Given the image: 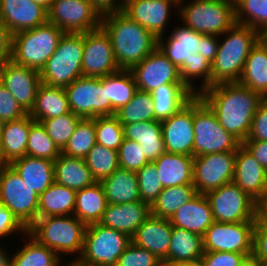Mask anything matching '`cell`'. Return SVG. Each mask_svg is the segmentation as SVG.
<instances>
[{"instance_id": "cell-69", "label": "cell", "mask_w": 267, "mask_h": 266, "mask_svg": "<svg viewBox=\"0 0 267 266\" xmlns=\"http://www.w3.org/2000/svg\"><path fill=\"white\" fill-rule=\"evenodd\" d=\"M261 214L267 219V206H260Z\"/></svg>"}, {"instance_id": "cell-5", "label": "cell", "mask_w": 267, "mask_h": 266, "mask_svg": "<svg viewBox=\"0 0 267 266\" xmlns=\"http://www.w3.org/2000/svg\"><path fill=\"white\" fill-rule=\"evenodd\" d=\"M64 33L48 21L38 27L14 33L11 38V60L41 71Z\"/></svg>"}, {"instance_id": "cell-48", "label": "cell", "mask_w": 267, "mask_h": 266, "mask_svg": "<svg viewBox=\"0 0 267 266\" xmlns=\"http://www.w3.org/2000/svg\"><path fill=\"white\" fill-rule=\"evenodd\" d=\"M82 118L72 112L51 119L42 120L47 134L60 150L67 144L75 128Z\"/></svg>"}, {"instance_id": "cell-9", "label": "cell", "mask_w": 267, "mask_h": 266, "mask_svg": "<svg viewBox=\"0 0 267 266\" xmlns=\"http://www.w3.org/2000/svg\"><path fill=\"white\" fill-rule=\"evenodd\" d=\"M131 243V237L100 223L88 225L81 256L77 259L87 266H117L119 257Z\"/></svg>"}, {"instance_id": "cell-52", "label": "cell", "mask_w": 267, "mask_h": 266, "mask_svg": "<svg viewBox=\"0 0 267 266\" xmlns=\"http://www.w3.org/2000/svg\"><path fill=\"white\" fill-rule=\"evenodd\" d=\"M252 258L260 265L267 266V219L261 214L253 229Z\"/></svg>"}, {"instance_id": "cell-56", "label": "cell", "mask_w": 267, "mask_h": 266, "mask_svg": "<svg viewBox=\"0 0 267 266\" xmlns=\"http://www.w3.org/2000/svg\"><path fill=\"white\" fill-rule=\"evenodd\" d=\"M245 141H267V98L259 103L252 119L250 133Z\"/></svg>"}, {"instance_id": "cell-11", "label": "cell", "mask_w": 267, "mask_h": 266, "mask_svg": "<svg viewBox=\"0 0 267 266\" xmlns=\"http://www.w3.org/2000/svg\"><path fill=\"white\" fill-rule=\"evenodd\" d=\"M205 195L216 222L257 221L261 215L260 206L233 181Z\"/></svg>"}, {"instance_id": "cell-72", "label": "cell", "mask_w": 267, "mask_h": 266, "mask_svg": "<svg viewBox=\"0 0 267 266\" xmlns=\"http://www.w3.org/2000/svg\"><path fill=\"white\" fill-rule=\"evenodd\" d=\"M159 266H168L167 264H165V263H162L161 265H159Z\"/></svg>"}, {"instance_id": "cell-53", "label": "cell", "mask_w": 267, "mask_h": 266, "mask_svg": "<svg viewBox=\"0 0 267 266\" xmlns=\"http://www.w3.org/2000/svg\"><path fill=\"white\" fill-rule=\"evenodd\" d=\"M158 38L160 51L179 69L185 60L192 54L184 44H176V38L172 34Z\"/></svg>"}, {"instance_id": "cell-20", "label": "cell", "mask_w": 267, "mask_h": 266, "mask_svg": "<svg viewBox=\"0 0 267 266\" xmlns=\"http://www.w3.org/2000/svg\"><path fill=\"white\" fill-rule=\"evenodd\" d=\"M233 182L261 206L267 195V170L241 145L236 151Z\"/></svg>"}, {"instance_id": "cell-64", "label": "cell", "mask_w": 267, "mask_h": 266, "mask_svg": "<svg viewBox=\"0 0 267 266\" xmlns=\"http://www.w3.org/2000/svg\"><path fill=\"white\" fill-rule=\"evenodd\" d=\"M258 42L267 52V28L258 31Z\"/></svg>"}, {"instance_id": "cell-27", "label": "cell", "mask_w": 267, "mask_h": 266, "mask_svg": "<svg viewBox=\"0 0 267 266\" xmlns=\"http://www.w3.org/2000/svg\"><path fill=\"white\" fill-rule=\"evenodd\" d=\"M193 161V156L166 151L153 161L163 188L193 185Z\"/></svg>"}, {"instance_id": "cell-19", "label": "cell", "mask_w": 267, "mask_h": 266, "mask_svg": "<svg viewBox=\"0 0 267 266\" xmlns=\"http://www.w3.org/2000/svg\"><path fill=\"white\" fill-rule=\"evenodd\" d=\"M178 6L179 3L175 0H126L122 12L156 38H160L167 35L166 28L170 21L171 8L178 11Z\"/></svg>"}, {"instance_id": "cell-35", "label": "cell", "mask_w": 267, "mask_h": 266, "mask_svg": "<svg viewBox=\"0 0 267 266\" xmlns=\"http://www.w3.org/2000/svg\"><path fill=\"white\" fill-rule=\"evenodd\" d=\"M203 252L202 236L172 226L167 265L199 261Z\"/></svg>"}, {"instance_id": "cell-49", "label": "cell", "mask_w": 267, "mask_h": 266, "mask_svg": "<svg viewBox=\"0 0 267 266\" xmlns=\"http://www.w3.org/2000/svg\"><path fill=\"white\" fill-rule=\"evenodd\" d=\"M136 175L140 199L151 206L163 190L154 162H148Z\"/></svg>"}, {"instance_id": "cell-66", "label": "cell", "mask_w": 267, "mask_h": 266, "mask_svg": "<svg viewBox=\"0 0 267 266\" xmlns=\"http://www.w3.org/2000/svg\"><path fill=\"white\" fill-rule=\"evenodd\" d=\"M168 266H204L202 261H195V262H187V263H177V264H170Z\"/></svg>"}, {"instance_id": "cell-33", "label": "cell", "mask_w": 267, "mask_h": 266, "mask_svg": "<svg viewBox=\"0 0 267 266\" xmlns=\"http://www.w3.org/2000/svg\"><path fill=\"white\" fill-rule=\"evenodd\" d=\"M100 183L108 204H123L141 200L136 172L118 168Z\"/></svg>"}, {"instance_id": "cell-71", "label": "cell", "mask_w": 267, "mask_h": 266, "mask_svg": "<svg viewBox=\"0 0 267 266\" xmlns=\"http://www.w3.org/2000/svg\"><path fill=\"white\" fill-rule=\"evenodd\" d=\"M261 206H267V195H266V199H265L264 203Z\"/></svg>"}, {"instance_id": "cell-16", "label": "cell", "mask_w": 267, "mask_h": 266, "mask_svg": "<svg viewBox=\"0 0 267 266\" xmlns=\"http://www.w3.org/2000/svg\"><path fill=\"white\" fill-rule=\"evenodd\" d=\"M119 70L110 37L105 30L100 27L84 33L83 76L102 78Z\"/></svg>"}, {"instance_id": "cell-22", "label": "cell", "mask_w": 267, "mask_h": 266, "mask_svg": "<svg viewBox=\"0 0 267 266\" xmlns=\"http://www.w3.org/2000/svg\"><path fill=\"white\" fill-rule=\"evenodd\" d=\"M0 20L13 35L46 23L48 12L31 0H0Z\"/></svg>"}, {"instance_id": "cell-60", "label": "cell", "mask_w": 267, "mask_h": 266, "mask_svg": "<svg viewBox=\"0 0 267 266\" xmlns=\"http://www.w3.org/2000/svg\"><path fill=\"white\" fill-rule=\"evenodd\" d=\"M242 145L267 170V141H244Z\"/></svg>"}, {"instance_id": "cell-55", "label": "cell", "mask_w": 267, "mask_h": 266, "mask_svg": "<svg viewBox=\"0 0 267 266\" xmlns=\"http://www.w3.org/2000/svg\"><path fill=\"white\" fill-rule=\"evenodd\" d=\"M26 114L14 96L0 83V120L5 123L20 119Z\"/></svg>"}, {"instance_id": "cell-57", "label": "cell", "mask_w": 267, "mask_h": 266, "mask_svg": "<svg viewBox=\"0 0 267 266\" xmlns=\"http://www.w3.org/2000/svg\"><path fill=\"white\" fill-rule=\"evenodd\" d=\"M28 229L3 204L0 203V240L10 235H26Z\"/></svg>"}, {"instance_id": "cell-18", "label": "cell", "mask_w": 267, "mask_h": 266, "mask_svg": "<svg viewBox=\"0 0 267 266\" xmlns=\"http://www.w3.org/2000/svg\"><path fill=\"white\" fill-rule=\"evenodd\" d=\"M0 83L26 113L32 110L41 84L40 71L16 64L10 59L0 65Z\"/></svg>"}, {"instance_id": "cell-17", "label": "cell", "mask_w": 267, "mask_h": 266, "mask_svg": "<svg viewBox=\"0 0 267 266\" xmlns=\"http://www.w3.org/2000/svg\"><path fill=\"white\" fill-rule=\"evenodd\" d=\"M138 90L151 92L163 84H184L179 69L157 47L131 70Z\"/></svg>"}, {"instance_id": "cell-59", "label": "cell", "mask_w": 267, "mask_h": 266, "mask_svg": "<svg viewBox=\"0 0 267 266\" xmlns=\"http://www.w3.org/2000/svg\"><path fill=\"white\" fill-rule=\"evenodd\" d=\"M218 46L219 36L199 33L198 53L206 58L211 64L217 54Z\"/></svg>"}, {"instance_id": "cell-13", "label": "cell", "mask_w": 267, "mask_h": 266, "mask_svg": "<svg viewBox=\"0 0 267 266\" xmlns=\"http://www.w3.org/2000/svg\"><path fill=\"white\" fill-rule=\"evenodd\" d=\"M255 223L214 221L202 237L203 251L235 252L252 257Z\"/></svg>"}, {"instance_id": "cell-40", "label": "cell", "mask_w": 267, "mask_h": 266, "mask_svg": "<svg viewBox=\"0 0 267 266\" xmlns=\"http://www.w3.org/2000/svg\"><path fill=\"white\" fill-rule=\"evenodd\" d=\"M137 91L138 88L130 70H119L107 75V99L112 106V115L129 103Z\"/></svg>"}, {"instance_id": "cell-50", "label": "cell", "mask_w": 267, "mask_h": 266, "mask_svg": "<svg viewBox=\"0 0 267 266\" xmlns=\"http://www.w3.org/2000/svg\"><path fill=\"white\" fill-rule=\"evenodd\" d=\"M117 152L119 167L124 170L137 172L149 162L144 156L140 144L130 139L124 138Z\"/></svg>"}, {"instance_id": "cell-31", "label": "cell", "mask_w": 267, "mask_h": 266, "mask_svg": "<svg viewBox=\"0 0 267 266\" xmlns=\"http://www.w3.org/2000/svg\"><path fill=\"white\" fill-rule=\"evenodd\" d=\"M70 112L65 88L41 83L36 93L34 106L28 114L35 121L41 122Z\"/></svg>"}, {"instance_id": "cell-4", "label": "cell", "mask_w": 267, "mask_h": 266, "mask_svg": "<svg viewBox=\"0 0 267 266\" xmlns=\"http://www.w3.org/2000/svg\"><path fill=\"white\" fill-rule=\"evenodd\" d=\"M86 225L76 216L38 217L28 228V233L40 244L61 255L76 254L77 260L83 251Z\"/></svg>"}, {"instance_id": "cell-54", "label": "cell", "mask_w": 267, "mask_h": 266, "mask_svg": "<svg viewBox=\"0 0 267 266\" xmlns=\"http://www.w3.org/2000/svg\"><path fill=\"white\" fill-rule=\"evenodd\" d=\"M248 257L235 252L204 251L201 261L204 266H241Z\"/></svg>"}, {"instance_id": "cell-6", "label": "cell", "mask_w": 267, "mask_h": 266, "mask_svg": "<svg viewBox=\"0 0 267 266\" xmlns=\"http://www.w3.org/2000/svg\"><path fill=\"white\" fill-rule=\"evenodd\" d=\"M183 1L179 3L177 16L195 32L221 36L236 23L233 0Z\"/></svg>"}, {"instance_id": "cell-14", "label": "cell", "mask_w": 267, "mask_h": 266, "mask_svg": "<svg viewBox=\"0 0 267 266\" xmlns=\"http://www.w3.org/2000/svg\"><path fill=\"white\" fill-rule=\"evenodd\" d=\"M102 13L89 0H54L48 22L65 33H86L101 27Z\"/></svg>"}, {"instance_id": "cell-42", "label": "cell", "mask_w": 267, "mask_h": 266, "mask_svg": "<svg viewBox=\"0 0 267 266\" xmlns=\"http://www.w3.org/2000/svg\"><path fill=\"white\" fill-rule=\"evenodd\" d=\"M26 155L52 161L61 155V150L49 137L42 123L35 121L31 116Z\"/></svg>"}, {"instance_id": "cell-68", "label": "cell", "mask_w": 267, "mask_h": 266, "mask_svg": "<svg viewBox=\"0 0 267 266\" xmlns=\"http://www.w3.org/2000/svg\"><path fill=\"white\" fill-rule=\"evenodd\" d=\"M241 266H260V265L252 257H250Z\"/></svg>"}, {"instance_id": "cell-8", "label": "cell", "mask_w": 267, "mask_h": 266, "mask_svg": "<svg viewBox=\"0 0 267 266\" xmlns=\"http://www.w3.org/2000/svg\"><path fill=\"white\" fill-rule=\"evenodd\" d=\"M193 157L221 152H236L242 143L224 130L209 106L196 95L193 98Z\"/></svg>"}, {"instance_id": "cell-47", "label": "cell", "mask_w": 267, "mask_h": 266, "mask_svg": "<svg viewBox=\"0 0 267 266\" xmlns=\"http://www.w3.org/2000/svg\"><path fill=\"white\" fill-rule=\"evenodd\" d=\"M94 119L96 144L118 150L124 140L123 125L115 116H98Z\"/></svg>"}, {"instance_id": "cell-30", "label": "cell", "mask_w": 267, "mask_h": 266, "mask_svg": "<svg viewBox=\"0 0 267 266\" xmlns=\"http://www.w3.org/2000/svg\"><path fill=\"white\" fill-rule=\"evenodd\" d=\"M150 93L158 121L170 118L196 96L185 84H163Z\"/></svg>"}, {"instance_id": "cell-38", "label": "cell", "mask_w": 267, "mask_h": 266, "mask_svg": "<svg viewBox=\"0 0 267 266\" xmlns=\"http://www.w3.org/2000/svg\"><path fill=\"white\" fill-rule=\"evenodd\" d=\"M23 238L28 241L11 255V266H60L62 258L52 249L40 244L28 232Z\"/></svg>"}, {"instance_id": "cell-21", "label": "cell", "mask_w": 267, "mask_h": 266, "mask_svg": "<svg viewBox=\"0 0 267 266\" xmlns=\"http://www.w3.org/2000/svg\"><path fill=\"white\" fill-rule=\"evenodd\" d=\"M166 152L193 156V99L179 112L161 121Z\"/></svg>"}, {"instance_id": "cell-2", "label": "cell", "mask_w": 267, "mask_h": 266, "mask_svg": "<svg viewBox=\"0 0 267 266\" xmlns=\"http://www.w3.org/2000/svg\"><path fill=\"white\" fill-rule=\"evenodd\" d=\"M101 27L110 37L120 70H131L158 47V38L122 11L102 14Z\"/></svg>"}, {"instance_id": "cell-26", "label": "cell", "mask_w": 267, "mask_h": 266, "mask_svg": "<svg viewBox=\"0 0 267 266\" xmlns=\"http://www.w3.org/2000/svg\"><path fill=\"white\" fill-rule=\"evenodd\" d=\"M30 132V115L5 122L0 140V162L10 165L13 161L26 156V146Z\"/></svg>"}, {"instance_id": "cell-43", "label": "cell", "mask_w": 267, "mask_h": 266, "mask_svg": "<svg viewBox=\"0 0 267 266\" xmlns=\"http://www.w3.org/2000/svg\"><path fill=\"white\" fill-rule=\"evenodd\" d=\"M115 116L122 125L156 120L151 93L138 90L129 103L116 111Z\"/></svg>"}, {"instance_id": "cell-41", "label": "cell", "mask_w": 267, "mask_h": 266, "mask_svg": "<svg viewBox=\"0 0 267 266\" xmlns=\"http://www.w3.org/2000/svg\"><path fill=\"white\" fill-rule=\"evenodd\" d=\"M181 81L196 95L211 86V63L199 53H192L179 68ZM195 79H202L200 87L195 86Z\"/></svg>"}, {"instance_id": "cell-70", "label": "cell", "mask_w": 267, "mask_h": 266, "mask_svg": "<svg viewBox=\"0 0 267 266\" xmlns=\"http://www.w3.org/2000/svg\"><path fill=\"white\" fill-rule=\"evenodd\" d=\"M3 125H4V122L2 120H0V140H1V136H2Z\"/></svg>"}, {"instance_id": "cell-29", "label": "cell", "mask_w": 267, "mask_h": 266, "mask_svg": "<svg viewBox=\"0 0 267 266\" xmlns=\"http://www.w3.org/2000/svg\"><path fill=\"white\" fill-rule=\"evenodd\" d=\"M124 138L140 144L149 162L155 161L165 152L161 121L148 120L123 125Z\"/></svg>"}, {"instance_id": "cell-23", "label": "cell", "mask_w": 267, "mask_h": 266, "mask_svg": "<svg viewBox=\"0 0 267 266\" xmlns=\"http://www.w3.org/2000/svg\"><path fill=\"white\" fill-rule=\"evenodd\" d=\"M172 225L169 219L150 216L138 227L131 242L137 247L147 249L167 264Z\"/></svg>"}, {"instance_id": "cell-36", "label": "cell", "mask_w": 267, "mask_h": 266, "mask_svg": "<svg viewBox=\"0 0 267 266\" xmlns=\"http://www.w3.org/2000/svg\"><path fill=\"white\" fill-rule=\"evenodd\" d=\"M75 198L76 190L54 182L39 195L38 217L73 215Z\"/></svg>"}, {"instance_id": "cell-32", "label": "cell", "mask_w": 267, "mask_h": 266, "mask_svg": "<svg viewBox=\"0 0 267 266\" xmlns=\"http://www.w3.org/2000/svg\"><path fill=\"white\" fill-rule=\"evenodd\" d=\"M54 181L76 191L96 182L84 159L62 153L54 161Z\"/></svg>"}, {"instance_id": "cell-15", "label": "cell", "mask_w": 267, "mask_h": 266, "mask_svg": "<svg viewBox=\"0 0 267 266\" xmlns=\"http://www.w3.org/2000/svg\"><path fill=\"white\" fill-rule=\"evenodd\" d=\"M236 152L194 157L193 185L197 194H206L233 181Z\"/></svg>"}, {"instance_id": "cell-37", "label": "cell", "mask_w": 267, "mask_h": 266, "mask_svg": "<svg viewBox=\"0 0 267 266\" xmlns=\"http://www.w3.org/2000/svg\"><path fill=\"white\" fill-rule=\"evenodd\" d=\"M238 83L267 98V52L259 42L251 49Z\"/></svg>"}, {"instance_id": "cell-25", "label": "cell", "mask_w": 267, "mask_h": 266, "mask_svg": "<svg viewBox=\"0 0 267 266\" xmlns=\"http://www.w3.org/2000/svg\"><path fill=\"white\" fill-rule=\"evenodd\" d=\"M169 221L172 226L186 229L203 237L215 220L206 195L197 194L188 203L181 205Z\"/></svg>"}, {"instance_id": "cell-28", "label": "cell", "mask_w": 267, "mask_h": 266, "mask_svg": "<svg viewBox=\"0 0 267 266\" xmlns=\"http://www.w3.org/2000/svg\"><path fill=\"white\" fill-rule=\"evenodd\" d=\"M10 166L38 195L55 182L54 161L52 160L26 155L13 161Z\"/></svg>"}, {"instance_id": "cell-61", "label": "cell", "mask_w": 267, "mask_h": 266, "mask_svg": "<svg viewBox=\"0 0 267 266\" xmlns=\"http://www.w3.org/2000/svg\"><path fill=\"white\" fill-rule=\"evenodd\" d=\"M12 35L0 20V65L11 59Z\"/></svg>"}, {"instance_id": "cell-63", "label": "cell", "mask_w": 267, "mask_h": 266, "mask_svg": "<svg viewBox=\"0 0 267 266\" xmlns=\"http://www.w3.org/2000/svg\"><path fill=\"white\" fill-rule=\"evenodd\" d=\"M0 266H11V254L0 244Z\"/></svg>"}, {"instance_id": "cell-10", "label": "cell", "mask_w": 267, "mask_h": 266, "mask_svg": "<svg viewBox=\"0 0 267 266\" xmlns=\"http://www.w3.org/2000/svg\"><path fill=\"white\" fill-rule=\"evenodd\" d=\"M65 90L73 114L84 119L112 116V106L107 99V75L102 78L82 76Z\"/></svg>"}, {"instance_id": "cell-44", "label": "cell", "mask_w": 267, "mask_h": 266, "mask_svg": "<svg viewBox=\"0 0 267 266\" xmlns=\"http://www.w3.org/2000/svg\"><path fill=\"white\" fill-rule=\"evenodd\" d=\"M96 144L94 119L82 118L61 153L84 159Z\"/></svg>"}, {"instance_id": "cell-24", "label": "cell", "mask_w": 267, "mask_h": 266, "mask_svg": "<svg viewBox=\"0 0 267 266\" xmlns=\"http://www.w3.org/2000/svg\"><path fill=\"white\" fill-rule=\"evenodd\" d=\"M150 214V205L141 200L123 204H107L99 223L132 237Z\"/></svg>"}, {"instance_id": "cell-3", "label": "cell", "mask_w": 267, "mask_h": 266, "mask_svg": "<svg viewBox=\"0 0 267 266\" xmlns=\"http://www.w3.org/2000/svg\"><path fill=\"white\" fill-rule=\"evenodd\" d=\"M222 36L225 38L220 41ZM257 42L258 31L238 23L219 36L218 51L211 64V86L238 82L246 59Z\"/></svg>"}, {"instance_id": "cell-67", "label": "cell", "mask_w": 267, "mask_h": 266, "mask_svg": "<svg viewBox=\"0 0 267 266\" xmlns=\"http://www.w3.org/2000/svg\"><path fill=\"white\" fill-rule=\"evenodd\" d=\"M62 266H87V265H84V264H82V263H80L78 260H71V262L69 261V262H65V263H63V261H62Z\"/></svg>"}, {"instance_id": "cell-62", "label": "cell", "mask_w": 267, "mask_h": 266, "mask_svg": "<svg viewBox=\"0 0 267 266\" xmlns=\"http://www.w3.org/2000/svg\"><path fill=\"white\" fill-rule=\"evenodd\" d=\"M100 13L123 11L126 0H89Z\"/></svg>"}, {"instance_id": "cell-7", "label": "cell", "mask_w": 267, "mask_h": 266, "mask_svg": "<svg viewBox=\"0 0 267 266\" xmlns=\"http://www.w3.org/2000/svg\"><path fill=\"white\" fill-rule=\"evenodd\" d=\"M84 33H64L58 47L40 71L41 83L66 87L83 76Z\"/></svg>"}, {"instance_id": "cell-39", "label": "cell", "mask_w": 267, "mask_h": 266, "mask_svg": "<svg viewBox=\"0 0 267 266\" xmlns=\"http://www.w3.org/2000/svg\"><path fill=\"white\" fill-rule=\"evenodd\" d=\"M197 195L194 185H180L163 188L150 206L151 215L170 219L177 209Z\"/></svg>"}, {"instance_id": "cell-51", "label": "cell", "mask_w": 267, "mask_h": 266, "mask_svg": "<svg viewBox=\"0 0 267 266\" xmlns=\"http://www.w3.org/2000/svg\"><path fill=\"white\" fill-rule=\"evenodd\" d=\"M162 261L147 249L137 247L132 242L119 257L117 266H159Z\"/></svg>"}, {"instance_id": "cell-34", "label": "cell", "mask_w": 267, "mask_h": 266, "mask_svg": "<svg viewBox=\"0 0 267 266\" xmlns=\"http://www.w3.org/2000/svg\"><path fill=\"white\" fill-rule=\"evenodd\" d=\"M107 204L103 186L100 182H95L89 187L76 191L73 215L86 226L99 223Z\"/></svg>"}, {"instance_id": "cell-58", "label": "cell", "mask_w": 267, "mask_h": 266, "mask_svg": "<svg viewBox=\"0 0 267 266\" xmlns=\"http://www.w3.org/2000/svg\"><path fill=\"white\" fill-rule=\"evenodd\" d=\"M170 31L176 38V44H184L191 53H198L199 33L181 24Z\"/></svg>"}, {"instance_id": "cell-46", "label": "cell", "mask_w": 267, "mask_h": 266, "mask_svg": "<svg viewBox=\"0 0 267 266\" xmlns=\"http://www.w3.org/2000/svg\"><path fill=\"white\" fill-rule=\"evenodd\" d=\"M236 23L257 31L267 28V0H234Z\"/></svg>"}, {"instance_id": "cell-1", "label": "cell", "mask_w": 267, "mask_h": 266, "mask_svg": "<svg viewBox=\"0 0 267 266\" xmlns=\"http://www.w3.org/2000/svg\"><path fill=\"white\" fill-rule=\"evenodd\" d=\"M214 112L221 127L243 143L251 130L259 103V93L238 82L220 83L197 94Z\"/></svg>"}, {"instance_id": "cell-12", "label": "cell", "mask_w": 267, "mask_h": 266, "mask_svg": "<svg viewBox=\"0 0 267 266\" xmlns=\"http://www.w3.org/2000/svg\"><path fill=\"white\" fill-rule=\"evenodd\" d=\"M39 195L10 165L0 167V203L28 229L38 218Z\"/></svg>"}, {"instance_id": "cell-65", "label": "cell", "mask_w": 267, "mask_h": 266, "mask_svg": "<svg viewBox=\"0 0 267 266\" xmlns=\"http://www.w3.org/2000/svg\"><path fill=\"white\" fill-rule=\"evenodd\" d=\"M31 1L43 7L48 12L54 0H31Z\"/></svg>"}, {"instance_id": "cell-45", "label": "cell", "mask_w": 267, "mask_h": 266, "mask_svg": "<svg viewBox=\"0 0 267 266\" xmlns=\"http://www.w3.org/2000/svg\"><path fill=\"white\" fill-rule=\"evenodd\" d=\"M84 160L96 182H101L120 168L118 152L99 144L93 146Z\"/></svg>"}]
</instances>
